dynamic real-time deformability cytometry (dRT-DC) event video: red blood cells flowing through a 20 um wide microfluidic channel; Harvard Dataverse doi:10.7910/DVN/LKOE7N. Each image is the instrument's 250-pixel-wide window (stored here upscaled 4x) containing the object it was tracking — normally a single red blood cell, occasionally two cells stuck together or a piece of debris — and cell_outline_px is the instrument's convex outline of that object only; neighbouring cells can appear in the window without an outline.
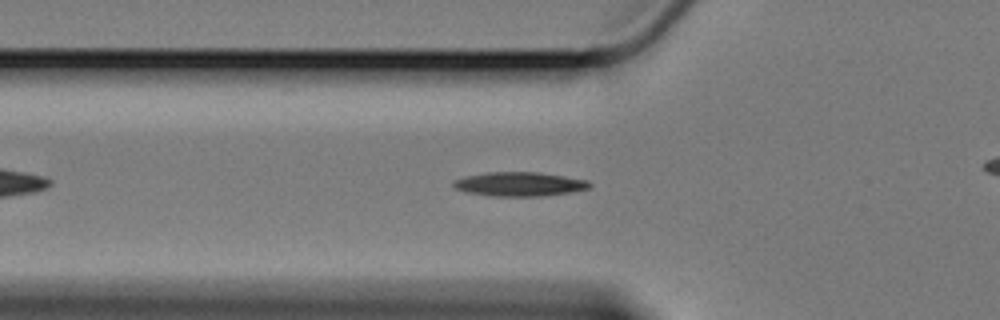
{"species": "Egyptian fruit bat (a non-hibernating species)", "species_latin": "Rousettus aegyptiacus", "temperature_condition": "cold", "stored_images_in_passage": 43, "camera_frame_rate_fps": 3000, "um_per_image_px": 0.085, "animal": {"sex": "female"}, "frame": {"image": 1, "passage_image": 10, "time_ms": 3.0, "image_size_px": [1000, 320], "cell_outline_px": [[592, 184], [588, 188], [572, 192], [540, 196], [496, 196], [464, 192], [456, 188], [452, 184], [456, 180], [464, 176], [488, 172], [540, 172], [588, 180]], "centroid_in_image_um": [44.17, 15.64], "position_along_channel_um": 81.6, "area_um2": 19.07}}
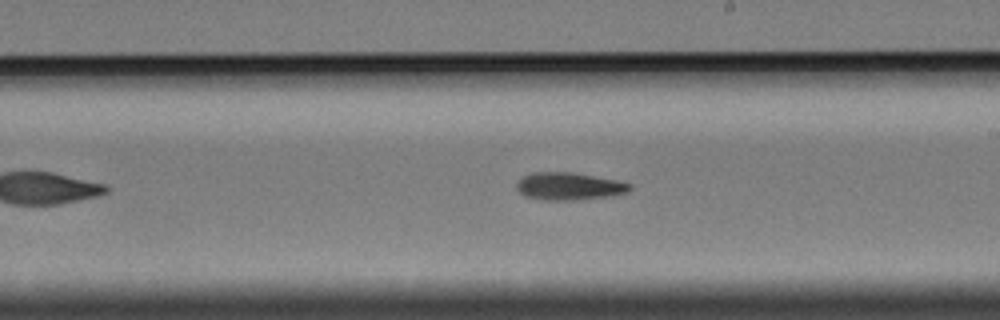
{"frame": {"image": 2, "passage_image": 24, "time_ms": 7.667, "image_size_px": [1000, 320], "cell_outline_px": [[632, 188], [624, 192], [608, 196], [576, 200], [544, 200], [528, 196], [520, 192], [516, 188], [516, 184], [524, 176], [532, 172], [572, 172], [616, 180], [632, 184]], "centroid_in_image_um": [48.36, 15.82], "position_along_channel_um": 240.6, "area_um2": 17.86}}
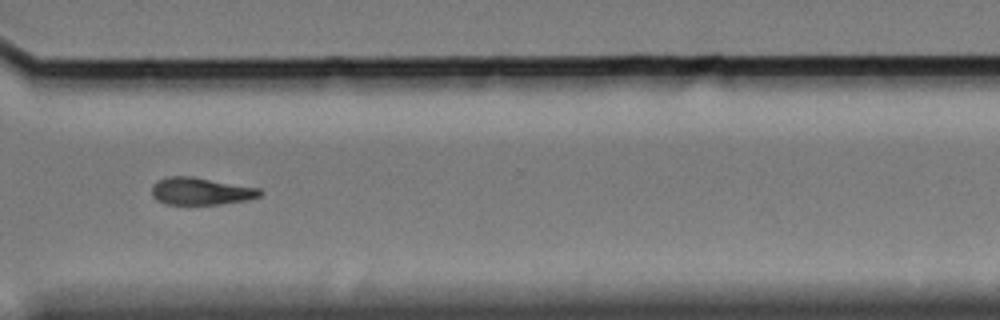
{"frame": {"image": 3, "passage_image": 34, "time_ms": 11.0, "image_size_px": [1000, 320], "cell_outline_px": [[264, 192], [260, 196], [244, 200], [220, 204], [168, 204], [152, 196], [152, 184], [168, 176], [192, 176], [260, 188]], "centroid_in_image_um": [17.09, 16.24], "position_along_channel_um": 353.5, "area_um2": 17.05}}